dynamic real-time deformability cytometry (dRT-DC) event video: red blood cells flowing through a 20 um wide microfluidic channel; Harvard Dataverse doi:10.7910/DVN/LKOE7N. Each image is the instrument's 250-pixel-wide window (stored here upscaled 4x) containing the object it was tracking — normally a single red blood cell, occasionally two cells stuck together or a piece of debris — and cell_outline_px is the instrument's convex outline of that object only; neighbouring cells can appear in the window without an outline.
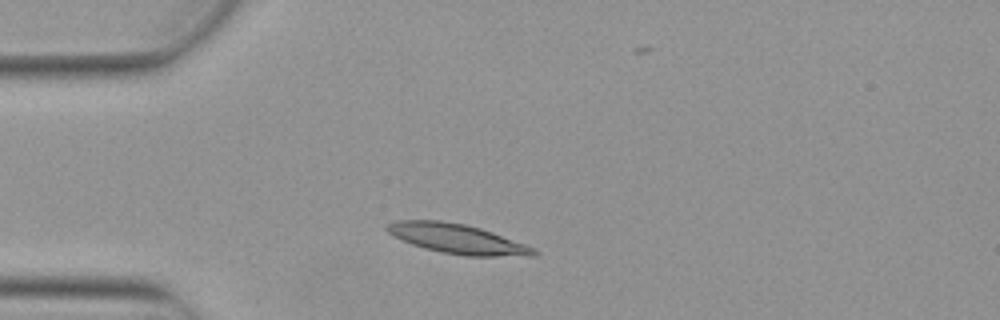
{"species": "Egyptian fruit bat (a non-hibernating species)", "species_latin": "Rousettus aegyptiacus", "temperature_condition": "warm", "stored_images_in_passage": 2, "camera_frame_rate_fps": 3000, "um_per_image_px": 0.085, "animal": {"sex": "female"}, "frame": {"image": 1, "passage_image": 2, "time_ms": 0.333, "image_size_px": [1000, 320], "cell_outline_px": [[540, 252], [536, 256], [468, 256], [440, 252], [424, 248], [412, 244], [388, 232], [384, 228], [384, 224], [396, 220], [440, 220], [464, 224], [480, 228], [492, 232], [536, 248]], "centroid_in_image_um": [38.89, 20.3], "position_along_channel_um": 46.1, "area_um2": 25.37}}